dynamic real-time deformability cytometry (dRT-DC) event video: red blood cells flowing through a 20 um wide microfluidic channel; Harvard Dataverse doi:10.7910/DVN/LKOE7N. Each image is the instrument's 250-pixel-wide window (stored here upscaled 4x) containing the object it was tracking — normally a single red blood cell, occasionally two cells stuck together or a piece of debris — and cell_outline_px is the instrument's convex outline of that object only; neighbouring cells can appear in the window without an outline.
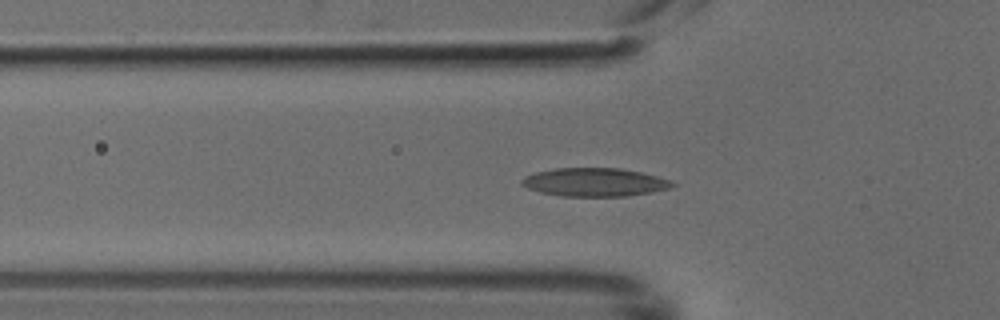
{"species": "common noctule bat (a hibernating species)", "species_latin": "Nyctalus noctula", "temperature_condition": "cold", "stored_images_in_passage": 49, "camera_frame_rate_fps": 3000, "um_per_image_px": 0.085, "animal": {"sex": "male", "body_mass_g": 18.8}, "frame": {"image": 1, "passage_image": 16, "time_ms": 5.0, "image_size_px": [1000, 320], "cell_outline_px": [[676, 184], [672, 188], [652, 192], [624, 196], [560, 196], [540, 192], [528, 188], [520, 184], [520, 180], [524, 176], [536, 172], [556, 168], [620, 168], [640, 172], [656, 176], [668, 180]], "centroid_in_image_um": [50.51, 15.49], "position_along_channel_um": 75.3, "area_um2": 24.85}}
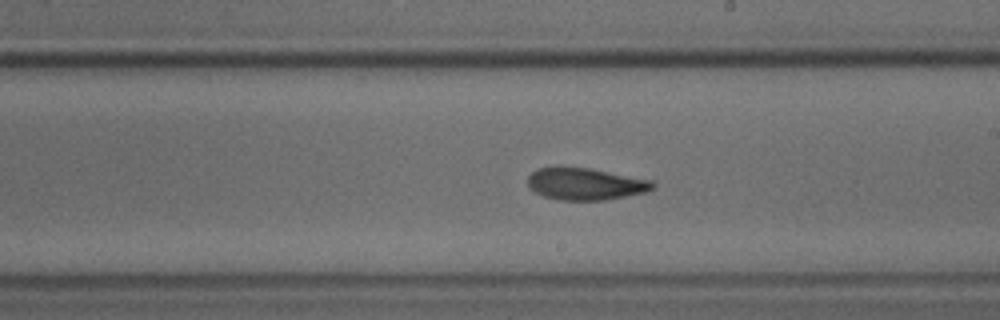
{"frame": {"image": 2, "passage_image": 28, "time_ms": 9.0, "image_size_px": [1000, 320], "cell_outline_px": [[656, 188], [648, 192], [604, 200], [560, 200], [544, 196], [528, 188], [528, 176], [536, 168], [552, 164], [556, 164], [588, 168], [652, 180], [656, 184]], "centroid_in_image_um": [49.72, 15.6], "position_along_channel_um": 239.3, "area_um2": 23.99}}
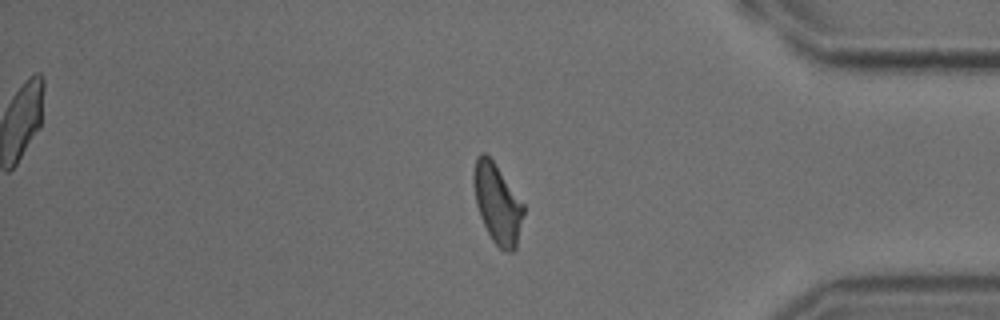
{"frame": {"image": 3, "passage_image": 41, "time_ms": 13.333, "image_size_px": [1000, 320], "cell_outline_px": [[524, 212], [516, 252], [504, 252], [492, 240], [480, 216], [476, 204], [472, 180], [472, 176], [476, 156], [480, 152], [484, 152], [492, 160], [524, 204]], "centroid_in_image_um": [42.27, 17.33], "position_along_channel_um": 392.9, "area_um2": 23.24}}